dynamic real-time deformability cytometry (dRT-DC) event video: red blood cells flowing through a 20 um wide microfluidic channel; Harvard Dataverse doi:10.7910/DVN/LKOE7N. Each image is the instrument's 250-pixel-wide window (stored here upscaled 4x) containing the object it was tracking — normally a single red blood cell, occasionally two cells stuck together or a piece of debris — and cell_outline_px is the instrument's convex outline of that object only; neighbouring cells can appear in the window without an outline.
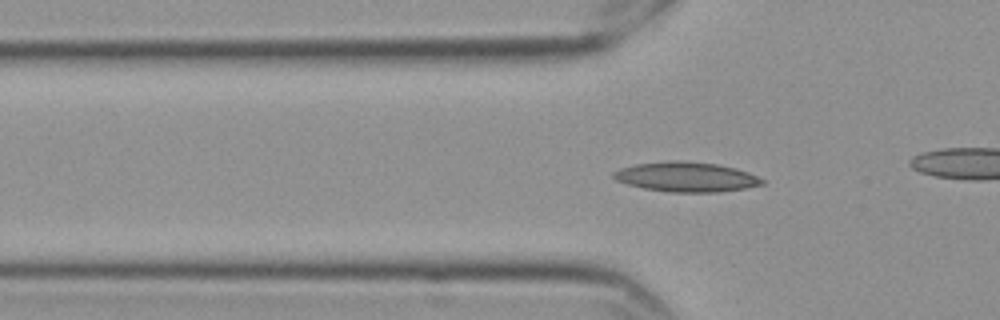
{"species": "Egyptian fruit bat (a non-hibernating species)", "species_latin": "Rousettus aegyptiacus", "temperature_condition": "cold", "stored_images_in_passage": 47, "camera_frame_rate_fps": 3000, "um_per_image_px": 0.085, "frame": {"image": 1, "passage_image": 8, "time_ms": 2.333, "image_size_px": [1000, 320], "cell_outline_px": [[764, 184], [744, 188], [720, 192], [672, 192], [644, 188], [628, 184], [616, 180], [612, 176], [612, 172], [620, 168], [636, 164], [668, 160], [680, 160], [716, 164], [736, 168], [748, 172], [764, 180]], "centroid_in_image_um": [58.32, 15.03], "position_along_channel_um": 67.5, "area_um2": 25.72}}
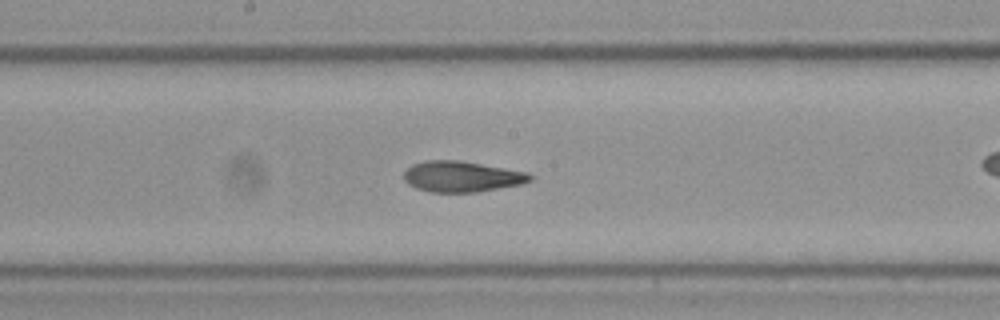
{"frame": {"image": 2, "passage_image": 20, "time_ms": 6.333, "image_size_px": [1000, 320], "cell_outline_px": [[532, 180], [524, 184], [476, 192], [432, 192], [416, 188], [408, 184], [404, 180], [404, 172], [412, 164], [424, 160], [460, 160], [528, 172], [532, 176]], "centroid_in_image_um": [39.26, 15.0], "position_along_channel_um": 208.9, "area_um2": 22.77}}
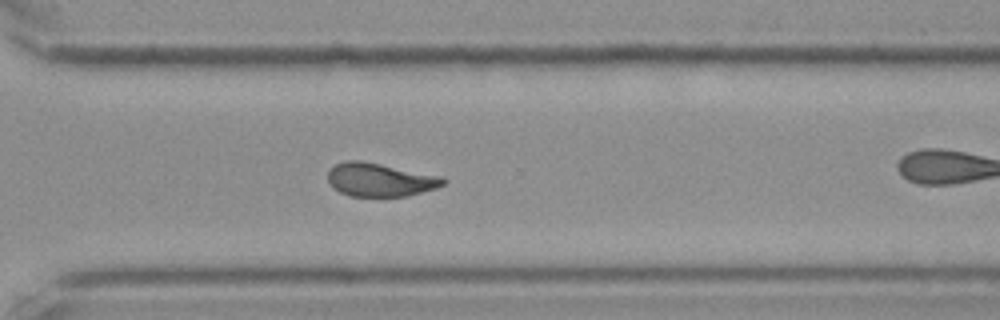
{"frame": {"image": 3, "passage_image": 31, "time_ms": 10.0, "image_size_px": [1000, 320], "cell_outline_px": [[448, 180], [444, 184], [436, 188], [408, 196], [348, 196], [332, 188], [328, 184], [328, 172], [336, 164], [348, 160], [360, 160], [440, 176]], "centroid_in_image_um": [32.27, 15.29], "position_along_channel_um": 338.3, "area_um2": 22.37}, "authors_computed_cell_mechanics": {"area_um2": 22.7154, "velocity_mm_per_s": 3.5381, "shape_relaxation_time_tau1_ms": 6.6015, "shape_relaxation_time_tau2_ms": 2.3077, "deformation_change_tau1": 0.163, "deformation_change_tau2": 0.0915}}